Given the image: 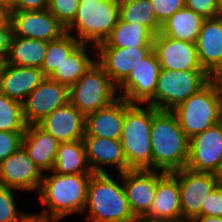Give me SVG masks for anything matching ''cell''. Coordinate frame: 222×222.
<instances>
[{
    "instance_id": "cell-29",
    "label": "cell",
    "mask_w": 222,
    "mask_h": 222,
    "mask_svg": "<svg viewBox=\"0 0 222 222\" xmlns=\"http://www.w3.org/2000/svg\"><path fill=\"white\" fill-rule=\"evenodd\" d=\"M88 45L92 46L88 43H80L49 78L70 88L96 61L89 57Z\"/></svg>"
},
{
    "instance_id": "cell-12",
    "label": "cell",
    "mask_w": 222,
    "mask_h": 222,
    "mask_svg": "<svg viewBox=\"0 0 222 222\" xmlns=\"http://www.w3.org/2000/svg\"><path fill=\"white\" fill-rule=\"evenodd\" d=\"M222 161V121L189 139L186 168L215 173Z\"/></svg>"
},
{
    "instance_id": "cell-13",
    "label": "cell",
    "mask_w": 222,
    "mask_h": 222,
    "mask_svg": "<svg viewBox=\"0 0 222 222\" xmlns=\"http://www.w3.org/2000/svg\"><path fill=\"white\" fill-rule=\"evenodd\" d=\"M164 172L148 169H131L119 174L124 183L129 207L134 217L140 222L152 206L156 183Z\"/></svg>"
},
{
    "instance_id": "cell-4",
    "label": "cell",
    "mask_w": 222,
    "mask_h": 222,
    "mask_svg": "<svg viewBox=\"0 0 222 222\" xmlns=\"http://www.w3.org/2000/svg\"><path fill=\"white\" fill-rule=\"evenodd\" d=\"M130 104L125 100V115L121 132L123 153L130 169L152 170L151 126L152 106Z\"/></svg>"
},
{
    "instance_id": "cell-45",
    "label": "cell",
    "mask_w": 222,
    "mask_h": 222,
    "mask_svg": "<svg viewBox=\"0 0 222 222\" xmlns=\"http://www.w3.org/2000/svg\"><path fill=\"white\" fill-rule=\"evenodd\" d=\"M7 16L6 9L0 5V22Z\"/></svg>"
},
{
    "instance_id": "cell-30",
    "label": "cell",
    "mask_w": 222,
    "mask_h": 222,
    "mask_svg": "<svg viewBox=\"0 0 222 222\" xmlns=\"http://www.w3.org/2000/svg\"><path fill=\"white\" fill-rule=\"evenodd\" d=\"M119 17L122 21L147 27L154 35L161 32L150 0H120Z\"/></svg>"
},
{
    "instance_id": "cell-32",
    "label": "cell",
    "mask_w": 222,
    "mask_h": 222,
    "mask_svg": "<svg viewBox=\"0 0 222 222\" xmlns=\"http://www.w3.org/2000/svg\"><path fill=\"white\" fill-rule=\"evenodd\" d=\"M22 103L0 93V131L25 132Z\"/></svg>"
},
{
    "instance_id": "cell-9",
    "label": "cell",
    "mask_w": 222,
    "mask_h": 222,
    "mask_svg": "<svg viewBox=\"0 0 222 222\" xmlns=\"http://www.w3.org/2000/svg\"><path fill=\"white\" fill-rule=\"evenodd\" d=\"M172 174L178 179L182 222H192L201 216L202 203L218 181L214 173L196 172L187 168Z\"/></svg>"
},
{
    "instance_id": "cell-26",
    "label": "cell",
    "mask_w": 222,
    "mask_h": 222,
    "mask_svg": "<svg viewBox=\"0 0 222 222\" xmlns=\"http://www.w3.org/2000/svg\"><path fill=\"white\" fill-rule=\"evenodd\" d=\"M52 171L63 175L93 174L83 140L59 143Z\"/></svg>"
},
{
    "instance_id": "cell-34",
    "label": "cell",
    "mask_w": 222,
    "mask_h": 222,
    "mask_svg": "<svg viewBox=\"0 0 222 222\" xmlns=\"http://www.w3.org/2000/svg\"><path fill=\"white\" fill-rule=\"evenodd\" d=\"M14 190L0 185V222H20L25 215L17 210Z\"/></svg>"
},
{
    "instance_id": "cell-23",
    "label": "cell",
    "mask_w": 222,
    "mask_h": 222,
    "mask_svg": "<svg viewBox=\"0 0 222 222\" xmlns=\"http://www.w3.org/2000/svg\"><path fill=\"white\" fill-rule=\"evenodd\" d=\"M125 115V99L119 97L106 108L85 116L84 136L120 139Z\"/></svg>"
},
{
    "instance_id": "cell-18",
    "label": "cell",
    "mask_w": 222,
    "mask_h": 222,
    "mask_svg": "<svg viewBox=\"0 0 222 222\" xmlns=\"http://www.w3.org/2000/svg\"><path fill=\"white\" fill-rule=\"evenodd\" d=\"M140 222H182L178 179L172 173L157 181L152 206Z\"/></svg>"
},
{
    "instance_id": "cell-37",
    "label": "cell",
    "mask_w": 222,
    "mask_h": 222,
    "mask_svg": "<svg viewBox=\"0 0 222 222\" xmlns=\"http://www.w3.org/2000/svg\"><path fill=\"white\" fill-rule=\"evenodd\" d=\"M24 132L0 131V162L22 146Z\"/></svg>"
},
{
    "instance_id": "cell-3",
    "label": "cell",
    "mask_w": 222,
    "mask_h": 222,
    "mask_svg": "<svg viewBox=\"0 0 222 222\" xmlns=\"http://www.w3.org/2000/svg\"><path fill=\"white\" fill-rule=\"evenodd\" d=\"M88 222H139L133 215L123 185L108 173L91 174L83 213Z\"/></svg>"
},
{
    "instance_id": "cell-7",
    "label": "cell",
    "mask_w": 222,
    "mask_h": 222,
    "mask_svg": "<svg viewBox=\"0 0 222 222\" xmlns=\"http://www.w3.org/2000/svg\"><path fill=\"white\" fill-rule=\"evenodd\" d=\"M210 81L205 70L161 69L154 97L146 104L157 110L172 111Z\"/></svg>"
},
{
    "instance_id": "cell-39",
    "label": "cell",
    "mask_w": 222,
    "mask_h": 222,
    "mask_svg": "<svg viewBox=\"0 0 222 222\" xmlns=\"http://www.w3.org/2000/svg\"><path fill=\"white\" fill-rule=\"evenodd\" d=\"M48 9V0H12L6 11H41Z\"/></svg>"
},
{
    "instance_id": "cell-25",
    "label": "cell",
    "mask_w": 222,
    "mask_h": 222,
    "mask_svg": "<svg viewBox=\"0 0 222 222\" xmlns=\"http://www.w3.org/2000/svg\"><path fill=\"white\" fill-rule=\"evenodd\" d=\"M48 42L33 38L12 36L5 62L19 67L41 68Z\"/></svg>"
},
{
    "instance_id": "cell-24",
    "label": "cell",
    "mask_w": 222,
    "mask_h": 222,
    "mask_svg": "<svg viewBox=\"0 0 222 222\" xmlns=\"http://www.w3.org/2000/svg\"><path fill=\"white\" fill-rule=\"evenodd\" d=\"M59 142L38 124L28 125L23 135L22 147L42 172L52 171Z\"/></svg>"
},
{
    "instance_id": "cell-36",
    "label": "cell",
    "mask_w": 222,
    "mask_h": 222,
    "mask_svg": "<svg viewBox=\"0 0 222 222\" xmlns=\"http://www.w3.org/2000/svg\"><path fill=\"white\" fill-rule=\"evenodd\" d=\"M201 216L222 217V184H217L203 201Z\"/></svg>"
},
{
    "instance_id": "cell-6",
    "label": "cell",
    "mask_w": 222,
    "mask_h": 222,
    "mask_svg": "<svg viewBox=\"0 0 222 222\" xmlns=\"http://www.w3.org/2000/svg\"><path fill=\"white\" fill-rule=\"evenodd\" d=\"M171 112L190 139L222 121V93L209 81Z\"/></svg>"
},
{
    "instance_id": "cell-21",
    "label": "cell",
    "mask_w": 222,
    "mask_h": 222,
    "mask_svg": "<svg viewBox=\"0 0 222 222\" xmlns=\"http://www.w3.org/2000/svg\"><path fill=\"white\" fill-rule=\"evenodd\" d=\"M45 77L40 68L19 67L4 61L0 71V93L22 103Z\"/></svg>"
},
{
    "instance_id": "cell-27",
    "label": "cell",
    "mask_w": 222,
    "mask_h": 222,
    "mask_svg": "<svg viewBox=\"0 0 222 222\" xmlns=\"http://www.w3.org/2000/svg\"><path fill=\"white\" fill-rule=\"evenodd\" d=\"M154 34L145 26L128 23L120 18L110 35L96 46L118 48L153 47Z\"/></svg>"
},
{
    "instance_id": "cell-2",
    "label": "cell",
    "mask_w": 222,
    "mask_h": 222,
    "mask_svg": "<svg viewBox=\"0 0 222 222\" xmlns=\"http://www.w3.org/2000/svg\"><path fill=\"white\" fill-rule=\"evenodd\" d=\"M51 172L52 175H43L38 191L42 205L48 207L40 213L60 221L70 214L83 213L91 174L63 175Z\"/></svg>"
},
{
    "instance_id": "cell-33",
    "label": "cell",
    "mask_w": 222,
    "mask_h": 222,
    "mask_svg": "<svg viewBox=\"0 0 222 222\" xmlns=\"http://www.w3.org/2000/svg\"><path fill=\"white\" fill-rule=\"evenodd\" d=\"M80 0H48V10L66 29L74 20Z\"/></svg>"
},
{
    "instance_id": "cell-28",
    "label": "cell",
    "mask_w": 222,
    "mask_h": 222,
    "mask_svg": "<svg viewBox=\"0 0 222 222\" xmlns=\"http://www.w3.org/2000/svg\"><path fill=\"white\" fill-rule=\"evenodd\" d=\"M204 17L184 7L176 11L162 26L161 33L173 39L195 43Z\"/></svg>"
},
{
    "instance_id": "cell-1",
    "label": "cell",
    "mask_w": 222,
    "mask_h": 222,
    "mask_svg": "<svg viewBox=\"0 0 222 222\" xmlns=\"http://www.w3.org/2000/svg\"><path fill=\"white\" fill-rule=\"evenodd\" d=\"M152 170L173 173L186 168L189 138L171 111L152 107Z\"/></svg>"
},
{
    "instance_id": "cell-16",
    "label": "cell",
    "mask_w": 222,
    "mask_h": 222,
    "mask_svg": "<svg viewBox=\"0 0 222 222\" xmlns=\"http://www.w3.org/2000/svg\"><path fill=\"white\" fill-rule=\"evenodd\" d=\"M153 50L161 69L204 70L199 63L195 43L173 39L160 32L154 36Z\"/></svg>"
},
{
    "instance_id": "cell-47",
    "label": "cell",
    "mask_w": 222,
    "mask_h": 222,
    "mask_svg": "<svg viewBox=\"0 0 222 222\" xmlns=\"http://www.w3.org/2000/svg\"><path fill=\"white\" fill-rule=\"evenodd\" d=\"M219 8L221 10V14H222V0H217Z\"/></svg>"
},
{
    "instance_id": "cell-14",
    "label": "cell",
    "mask_w": 222,
    "mask_h": 222,
    "mask_svg": "<svg viewBox=\"0 0 222 222\" xmlns=\"http://www.w3.org/2000/svg\"><path fill=\"white\" fill-rule=\"evenodd\" d=\"M13 36L53 41L66 33L64 26L48 9L41 11H7Z\"/></svg>"
},
{
    "instance_id": "cell-44",
    "label": "cell",
    "mask_w": 222,
    "mask_h": 222,
    "mask_svg": "<svg viewBox=\"0 0 222 222\" xmlns=\"http://www.w3.org/2000/svg\"><path fill=\"white\" fill-rule=\"evenodd\" d=\"M214 175L218 181V184H222V161H221L218 169L215 171Z\"/></svg>"
},
{
    "instance_id": "cell-17",
    "label": "cell",
    "mask_w": 222,
    "mask_h": 222,
    "mask_svg": "<svg viewBox=\"0 0 222 222\" xmlns=\"http://www.w3.org/2000/svg\"><path fill=\"white\" fill-rule=\"evenodd\" d=\"M98 53L96 62L103 68L109 79L118 86L146 57L153 47L118 48L111 46H95Z\"/></svg>"
},
{
    "instance_id": "cell-43",
    "label": "cell",
    "mask_w": 222,
    "mask_h": 222,
    "mask_svg": "<svg viewBox=\"0 0 222 222\" xmlns=\"http://www.w3.org/2000/svg\"><path fill=\"white\" fill-rule=\"evenodd\" d=\"M192 222H222V217H217V216H198Z\"/></svg>"
},
{
    "instance_id": "cell-8",
    "label": "cell",
    "mask_w": 222,
    "mask_h": 222,
    "mask_svg": "<svg viewBox=\"0 0 222 222\" xmlns=\"http://www.w3.org/2000/svg\"><path fill=\"white\" fill-rule=\"evenodd\" d=\"M116 89L117 86L95 61L69 88V102L86 116L118 99Z\"/></svg>"
},
{
    "instance_id": "cell-11",
    "label": "cell",
    "mask_w": 222,
    "mask_h": 222,
    "mask_svg": "<svg viewBox=\"0 0 222 222\" xmlns=\"http://www.w3.org/2000/svg\"><path fill=\"white\" fill-rule=\"evenodd\" d=\"M69 102V87L45 77L22 102L23 117L28 125L38 124L58 107Z\"/></svg>"
},
{
    "instance_id": "cell-22",
    "label": "cell",
    "mask_w": 222,
    "mask_h": 222,
    "mask_svg": "<svg viewBox=\"0 0 222 222\" xmlns=\"http://www.w3.org/2000/svg\"><path fill=\"white\" fill-rule=\"evenodd\" d=\"M195 45L199 63L210 75L222 62V14L204 19Z\"/></svg>"
},
{
    "instance_id": "cell-5",
    "label": "cell",
    "mask_w": 222,
    "mask_h": 222,
    "mask_svg": "<svg viewBox=\"0 0 222 222\" xmlns=\"http://www.w3.org/2000/svg\"><path fill=\"white\" fill-rule=\"evenodd\" d=\"M120 0H80L73 22L66 32H77L75 38L80 43H88L93 48L103 42L119 20Z\"/></svg>"
},
{
    "instance_id": "cell-31",
    "label": "cell",
    "mask_w": 222,
    "mask_h": 222,
    "mask_svg": "<svg viewBox=\"0 0 222 222\" xmlns=\"http://www.w3.org/2000/svg\"><path fill=\"white\" fill-rule=\"evenodd\" d=\"M79 44L80 42L72 36V34L67 32L60 38L49 41L45 57L40 68L43 74L46 77H49Z\"/></svg>"
},
{
    "instance_id": "cell-40",
    "label": "cell",
    "mask_w": 222,
    "mask_h": 222,
    "mask_svg": "<svg viewBox=\"0 0 222 222\" xmlns=\"http://www.w3.org/2000/svg\"><path fill=\"white\" fill-rule=\"evenodd\" d=\"M12 27L9 18L6 16L0 22V57L5 61L7 58L12 39Z\"/></svg>"
},
{
    "instance_id": "cell-38",
    "label": "cell",
    "mask_w": 222,
    "mask_h": 222,
    "mask_svg": "<svg viewBox=\"0 0 222 222\" xmlns=\"http://www.w3.org/2000/svg\"><path fill=\"white\" fill-rule=\"evenodd\" d=\"M185 7L204 18L221 15L217 0H185Z\"/></svg>"
},
{
    "instance_id": "cell-20",
    "label": "cell",
    "mask_w": 222,
    "mask_h": 222,
    "mask_svg": "<svg viewBox=\"0 0 222 222\" xmlns=\"http://www.w3.org/2000/svg\"><path fill=\"white\" fill-rule=\"evenodd\" d=\"M83 142L92 173H107L102 167L105 165L116 166L119 174L131 170L124 156L120 139L84 136Z\"/></svg>"
},
{
    "instance_id": "cell-19",
    "label": "cell",
    "mask_w": 222,
    "mask_h": 222,
    "mask_svg": "<svg viewBox=\"0 0 222 222\" xmlns=\"http://www.w3.org/2000/svg\"><path fill=\"white\" fill-rule=\"evenodd\" d=\"M38 125L59 143L83 140L85 134V116L70 102L55 109Z\"/></svg>"
},
{
    "instance_id": "cell-46",
    "label": "cell",
    "mask_w": 222,
    "mask_h": 222,
    "mask_svg": "<svg viewBox=\"0 0 222 222\" xmlns=\"http://www.w3.org/2000/svg\"><path fill=\"white\" fill-rule=\"evenodd\" d=\"M12 0H0V5H2L5 9L10 6Z\"/></svg>"
},
{
    "instance_id": "cell-41",
    "label": "cell",
    "mask_w": 222,
    "mask_h": 222,
    "mask_svg": "<svg viewBox=\"0 0 222 222\" xmlns=\"http://www.w3.org/2000/svg\"><path fill=\"white\" fill-rule=\"evenodd\" d=\"M59 219L42 214V213H36V214H28L26 213L20 222H58Z\"/></svg>"
},
{
    "instance_id": "cell-35",
    "label": "cell",
    "mask_w": 222,
    "mask_h": 222,
    "mask_svg": "<svg viewBox=\"0 0 222 222\" xmlns=\"http://www.w3.org/2000/svg\"><path fill=\"white\" fill-rule=\"evenodd\" d=\"M155 18L162 26L176 11L185 7V0H150Z\"/></svg>"
},
{
    "instance_id": "cell-48",
    "label": "cell",
    "mask_w": 222,
    "mask_h": 222,
    "mask_svg": "<svg viewBox=\"0 0 222 222\" xmlns=\"http://www.w3.org/2000/svg\"><path fill=\"white\" fill-rule=\"evenodd\" d=\"M3 63H4V60L0 57V71H1Z\"/></svg>"
},
{
    "instance_id": "cell-42",
    "label": "cell",
    "mask_w": 222,
    "mask_h": 222,
    "mask_svg": "<svg viewBox=\"0 0 222 222\" xmlns=\"http://www.w3.org/2000/svg\"><path fill=\"white\" fill-rule=\"evenodd\" d=\"M210 82L222 93V62L209 75Z\"/></svg>"
},
{
    "instance_id": "cell-15",
    "label": "cell",
    "mask_w": 222,
    "mask_h": 222,
    "mask_svg": "<svg viewBox=\"0 0 222 222\" xmlns=\"http://www.w3.org/2000/svg\"><path fill=\"white\" fill-rule=\"evenodd\" d=\"M42 172L21 146L0 162V185L20 191L40 189Z\"/></svg>"
},
{
    "instance_id": "cell-10",
    "label": "cell",
    "mask_w": 222,
    "mask_h": 222,
    "mask_svg": "<svg viewBox=\"0 0 222 222\" xmlns=\"http://www.w3.org/2000/svg\"><path fill=\"white\" fill-rule=\"evenodd\" d=\"M160 70V63L152 50L117 86L120 89L117 91H121L119 97L130 104H147L154 97Z\"/></svg>"
}]
</instances>
